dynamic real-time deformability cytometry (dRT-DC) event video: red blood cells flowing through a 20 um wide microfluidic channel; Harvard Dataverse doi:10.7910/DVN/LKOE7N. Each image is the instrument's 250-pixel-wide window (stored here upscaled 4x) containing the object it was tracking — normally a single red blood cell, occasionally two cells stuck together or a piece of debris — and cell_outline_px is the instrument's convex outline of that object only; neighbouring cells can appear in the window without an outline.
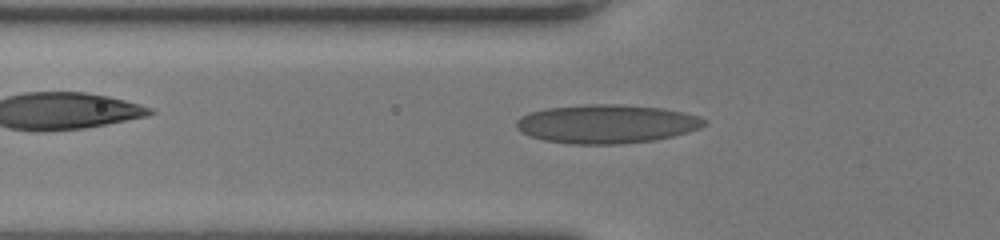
{"species": "human", "species_latin": "Homo sapiens", "temperature_condition": "room temperature", "stored_images_in_passage": 45, "camera_frame_rate_fps": 3000, "um_per_image_px": 0.085, "donor": {"sex": "female"}, "frame": {"image": 1, "passage_image": 14, "time_ms": 4.333, "image_size_px": [1000, 240], "cell_outline_px": [[708, 124], [700, 128], [688, 132], [656, 140], [620, 144], [572, 144], [544, 140], [528, 136], [520, 132], [516, 128], [516, 120], [520, 116], [528, 112], [544, 108], [584, 104], [620, 104], [664, 108], [684, 112], [700, 116], [708, 120]], "centroid_in_image_um": [51.56, 10.52], "position_along_channel_um": 74.2, "area_um2": 43.06}}
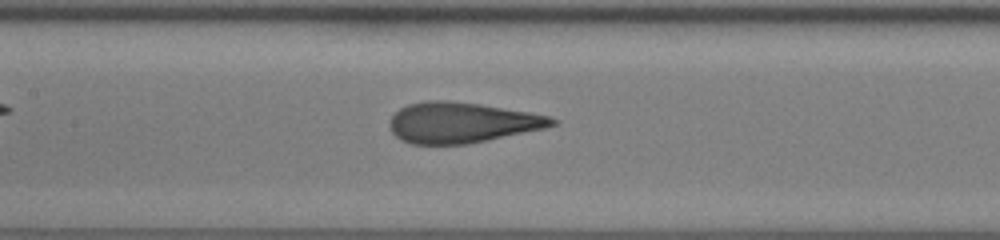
{"frame": {"image": 2, "passage_image": 21, "time_ms": 6.667, "image_size_px": [1000, 240], "cell_outline_px": [[560, 120], [556, 124], [544, 128], [468, 144], [412, 144], [400, 140], [392, 132], [388, 124], [388, 120], [400, 108], [408, 104], [424, 100], [448, 100], [480, 104], [528, 112], [548, 116]], "centroid_in_image_um": [39.2, 10.41], "position_along_channel_um": 168.2, "area_um2": 38.38}}
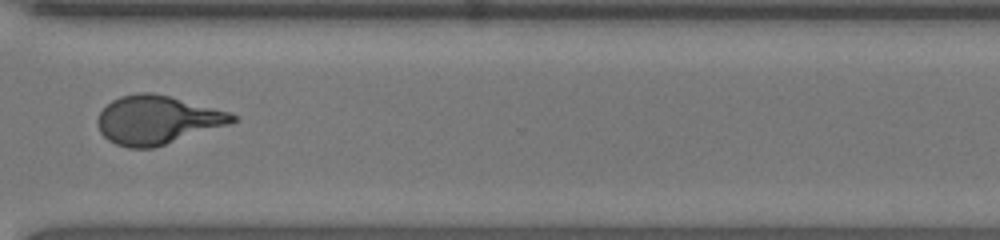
{"frame": {"image": 3, "passage_image": 35, "time_ms": 11.333, "image_size_px": [1000, 240], "cell_outline_px": [[240, 120], [228, 124], [152, 148], [128, 148], [116, 144], [108, 140], [100, 132], [96, 120], [100, 112], [112, 100], [120, 96], [140, 92], [152, 92], [168, 96], [228, 112], [236, 116]], "centroid_in_image_um": [13.31, 10.19], "position_along_channel_um": 357.3, "area_um2": 37.57}, "authors_computed_cell_mechanics": {"area_um2": 38.5526, "velocity_mm_per_s": 4.0545, "shape_relaxation_time_tau1_ms": 7.9054, "shape_relaxation_time_tau2_ms": null, "deformation_change_tau1": 0.2575, "deformation_change_tau2": null}}